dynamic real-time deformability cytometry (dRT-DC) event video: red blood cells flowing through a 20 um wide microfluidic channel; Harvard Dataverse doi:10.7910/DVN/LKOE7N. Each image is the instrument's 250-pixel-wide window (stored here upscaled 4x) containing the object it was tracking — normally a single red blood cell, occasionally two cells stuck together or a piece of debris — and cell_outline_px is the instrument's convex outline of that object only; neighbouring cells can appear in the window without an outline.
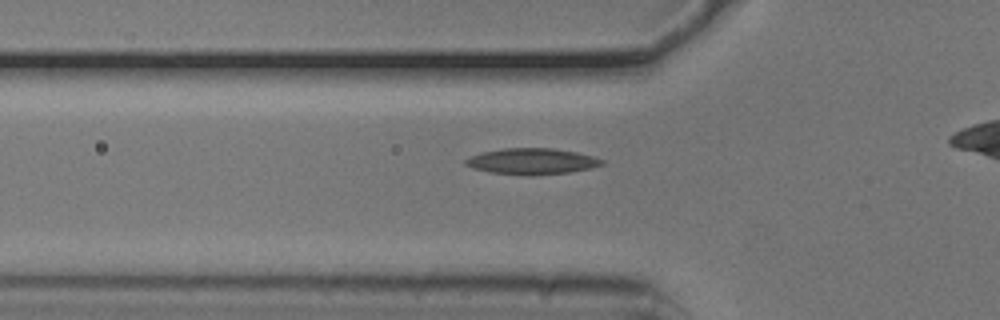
{"species": "common noctule bat (a hibernating species)", "species_latin": "Nyctalus noctula", "temperature_condition": "cold", "stored_images_in_passage": 38, "camera_frame_rate_fps": 3000, "um_per_image_px": 0.085, "animal": {"sex": "male", "body_mass_g": 20.5, "forearm_length_mm": 52.5}, "frame": {"image": 1, "passage_image": 9, "time_ms": 2.667, "image_size_px": [1000, 320], "cell_outline_px": [[604, 164], [592, 168], [568, 172], [532, 176], [524, 176], [488, 172], [472, 168], [464, 164], [464, 160], [480, 152], [504, 148], [552, 148], [576, 152], [592, 156], [604, 160]], "centroid_in_image_um": [45.18, 13.72], "position_along_channel_um": 80.6, "area_um2": 20.92}}
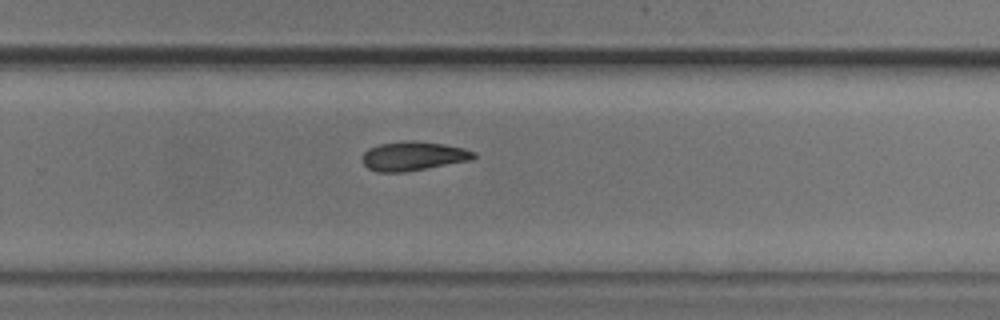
{"frame": {"image": 2, "passage_image": 26, "time_ms": 8.333, "image_size_px": [1000, 320], "cell_outline_px": [[476, 156], [472, 160], [400, 172], [376, 172], [368, 168], [364, 164], [364, 152], [368, 148], [380, 144], [408, 140], [412, 140], [444, 144], [464, 148], [476, 152]], "centroid_in_image_um": [35.14, 13.25], "position_along_channel_um": 294.7, "area_um2": 18.67}}
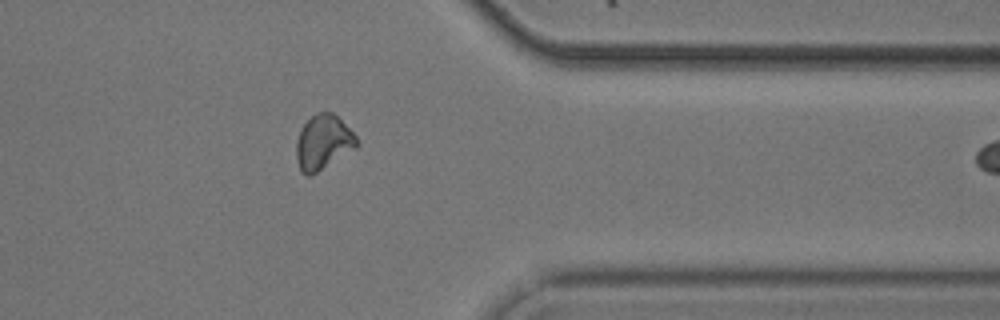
{"frame": {"image": 3, "passage_image": 34, "time_ms": 11.0, "image_size_px": [1000, 320], "cell_outline_px": [[360, 144], [356, 148], [312, 176], [304, 176], [296, 160], [296, 140], [300, 128], [316, 112], [332, 112], [356, 136]], "centroid_in_image_um": [27.45, 12.13], "position_along_channel_um": 383.9, "area_um2": 19.36}}